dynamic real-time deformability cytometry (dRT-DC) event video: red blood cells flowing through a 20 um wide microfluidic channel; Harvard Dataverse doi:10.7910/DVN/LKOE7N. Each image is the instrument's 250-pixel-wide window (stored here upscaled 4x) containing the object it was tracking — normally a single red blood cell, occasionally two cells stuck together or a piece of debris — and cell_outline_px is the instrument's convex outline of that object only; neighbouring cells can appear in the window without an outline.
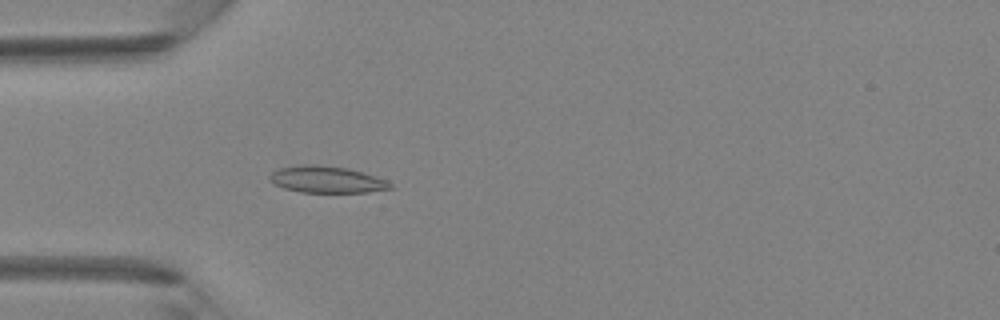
{"species": "Egyptian fruit bat (a non-hibernating species)", "species_latin": "Rousettus aegyptiacus", "temperature_condition": "room temperature", "stored_images_in_passage": 41, "camera_frame_rate_fps": 3000, "um_per_image_px": 0.085, "animal": {"sex": "female"}, "frame": {"image": 1, "passage_image": 12, "time_ms": 3.667, "image_size_px": [1000, 320], "cell_outline_px": [[392, 188], [368, 192], [300, 192], [284, 188], [272, 184], [268, 180], [268, 176], [272, 172], [280, 168], [300, 164], [320, 164], [348, 168], [376, 176], [388, 180], [392, 184]], "centroid_in_image_um": [27.74, 15.25], "position_along_channel_um": 57.3, "area_um2": 19.02}}
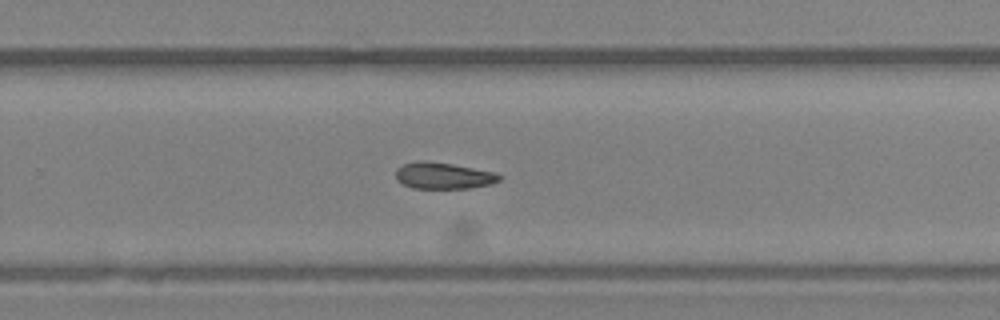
{"frame": {"image": 2, "passage_image": 27, "time_ms": 8.667, "image_size_px": [1000, 320], "cell_outline_px": [[504, 176], [500, 180], [492, 184], [468, 188], [412, 188], [396, 180], [396, 168], [404, 164], [420, 160], [424, 160], [452, 164], [496, 172]], "centroid_in_image_um": [37.71, 14.93], "position_along_channel_um": 292.1, "area_um2": 16.07}}
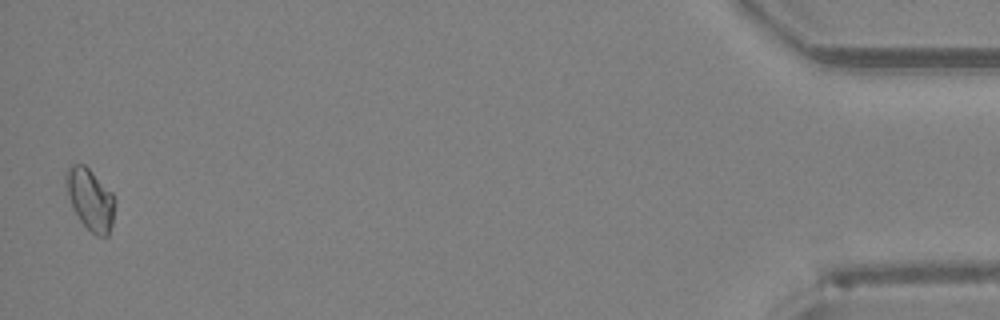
{"frame": {"image": 3, "passage_image": 41, "time_ms": 13.333, "image_size_px": [1000, 320], "cell_outline_px": [[112, 224], [108, 236], [96, 236], [80, 220], [72, 208], [64, 184], [64, 172], [72, 164], [84, 164], [112, 192]], "centroid_in_image_um": [7.6, 16.91], "position_along_channel_um": 427.6, "area_um2": 17.22}}